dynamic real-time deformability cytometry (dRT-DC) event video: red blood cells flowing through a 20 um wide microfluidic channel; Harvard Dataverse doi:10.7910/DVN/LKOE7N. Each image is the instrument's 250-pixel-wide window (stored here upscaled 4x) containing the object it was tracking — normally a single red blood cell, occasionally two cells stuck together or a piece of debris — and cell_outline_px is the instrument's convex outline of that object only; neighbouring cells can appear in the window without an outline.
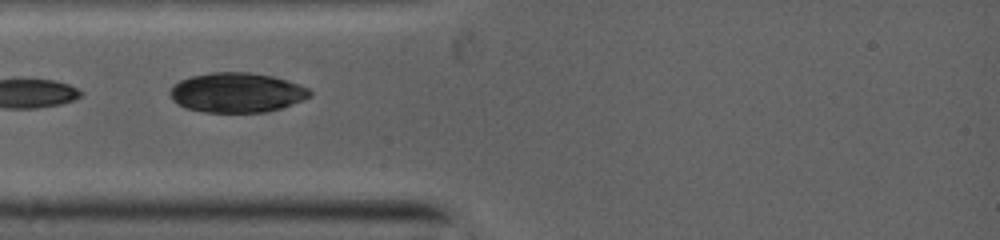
{"species": "common noctule bat (a hibernating species)", "species_latin": "Nyctalus noctula", "temperature_condition": "warm", "stored_images_in_passage": 14, "camera_frame_rate_fps": 5000, "um_per_image_px": 0.085, "animal": {"sex": "female", "body_mass_g": 19.0, "forearm_length_mm": 53.3}, "frame": {"image": 1, "passage_image": 1, "time_ms": 0.0, "image_size_px": [1000, 240], "cell_outline_px": [[312, 96], [280, 108], [264, 112], [208, 112], [188, 108], [172, 100], [172, 88], [180, 80], [192, 76], [212, 72], [248, 72], [272, 76], [308, 88], [312, 92]], "centroid_in_image_um": [20.15, 7.86], "position_along_channel_um": 64.8, "area_um2": 31.73}}
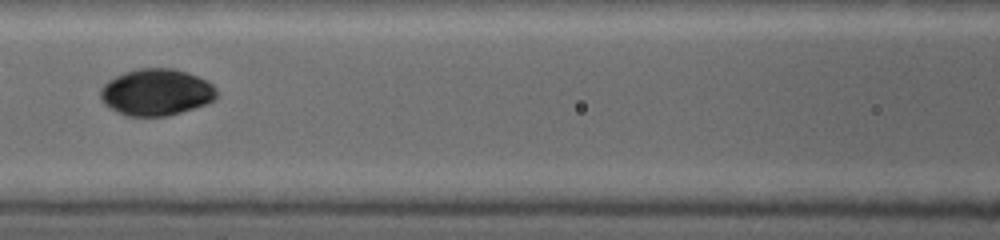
{"frame": {"image": 2, "passage_image": 3, "time_ms": 2.0, "image_size_px": [1000, 240], "cell_outline_px": [[216, 96], [212, 100], [204, 104], [192, 108], [160, 116], [132, 116], [120, 112], [112, 108], [100, 96], [100, 88], [108, 80], [124, 72], [140, 68], [172, 68], [196, 76], [212, 84], [216, 92]], "centroid_in_image_um": [13.26, 7.81], "position_along_channel_um": 153.3, "area_um2": 30.63}}
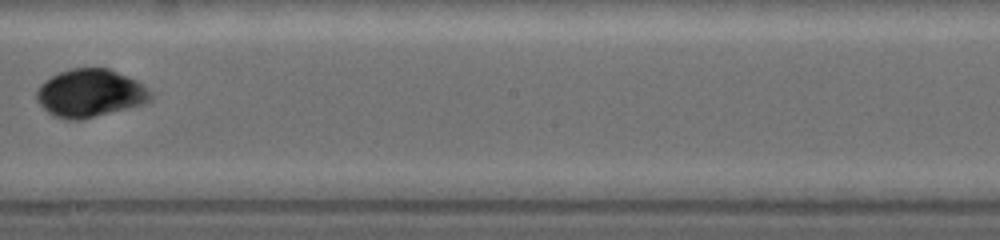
{"frame": {"image": 3, "passage_image": 5, "time_ms": 4.0, "image_size_px": [1000, 240], "cell_outline_px": [[148, 96], [140, 104], [80, 120], [68, 120], [56, 116], [48, 112], [40, 104], [36, 96], [36, 92], [40, 84], [52, 76], [60, 72], [72, 68], [108, 68], [136, 80], [148, 92]], "centroid_in_image_um": [7.55, 7.91], "position_along_channel_um": 240.6, "area_um2": 30.75}}